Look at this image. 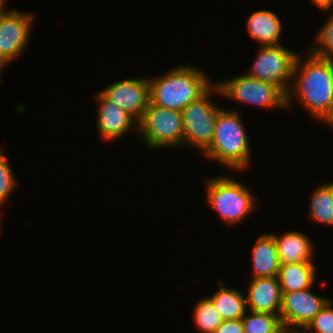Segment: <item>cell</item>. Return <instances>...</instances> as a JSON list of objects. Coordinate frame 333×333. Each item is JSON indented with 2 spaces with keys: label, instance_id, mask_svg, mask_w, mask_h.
I'll use <instances>...</instances> for the list:
<instances>
[{
  "label": "cell",
  "instance_id": "cell-8",
  "mask_svg": "<svg viewBox=\"0 0 333 333\" xmlns=\"http://www.w3.org/2000/svg\"><path fill=\"white\" fill-rule=\"evenodd\" d=\"M298 54L282 45L261 46L253 66L246 75L269 82L279 87L285 94L290 89V78Z\"/></svg>",
  "mask_w": 333,
  "mask_h": 333
},
{
  "label": "cell",
  "instance_id": "cell-10",
  "mask_svg": "<svg viewBox=\"0 0 333 333\" xmlns=\"http://www.w3.org/2000/svg\"><path fill=\"white\" fill-rule=\"evenodd\" d=\"M99 93L109 102L120 106L137 122L150 102L148 79L128 78L117 81Z\"/></svg>",
  "mask_w": 333,
  "mask_h": 333
},
{
  "label": "cell",
  "instance_id": "cell-14",
  "mask_svg": "<svg viewBox=\"0 0 333 333\" xmlns=\"http://www.w3.org/2000/svg\"><path fill=\"white\" fill-rule=\"evenodd\" d=\"M280 263L313 262L311 241L303 233L292 231L281 235L272 234Z\"/></svg>",
  "mask_w": 333,
  "mask_h": 333
},
{
  "label": "cell",
  "instance_id": "cell-18",
  "mask_svg": "<svg viewBox=\"0 0 333 333\" xmlns=\"http://www.w3.org/2000/svg\"><path fill=\"white\" fill-rule=\"evenodd\" d=\"M218 284L219 290L208 299L222 320L241 319L248 310L245 296L235 289L224 287L222 281H218Z\"/></svg>",
  "mask_w": 333,
  "mask_h": 333
},
{
  "label": "cell",
  "instance_id": "cell-1",
  "mask_svg": "<svg viewBox=\"0 0 333 333\" xmlns=\"http://www.w3.org/2000/svg\"><path fill=\"white\" fill-rule=\"evenodd\" d=\"M307 56L303 65L300 56L296 58L293 77L297 74V79L286 94V108L295 96L315 119L321 120L333 107V61L312 53Z\"/></svg>",
  "mask_w": 333,
  "mask_h": 333
},
{
  "label": "cell",
  "instance_id": "cell-11",
  "mask_svg": "<svg viewBox=\"0 0 333 333\" xmlns=\"http://www.w3.org/2000/svg\"><path fill=\"white\" fill-rule=\"evenodd\" d=\"M310 288L282 293L279 312L282 326L306 327L330 301L328 298L313 294L310 292Z\"/></svg>",
  "mask_w": 333,
  "mask_h": 333
},
{
  "label": "cell",
  "instance_id": "cell-27",
  "mask_svg": "<svg viewBox=\"0 0 333 333\" xmlns=\"http://www.w3.org/2000/svg\"><path fill=\"white\" fill-rule=\"evenodd\" d=\"M295 328H296V330H294L293 327L282 326L280 333H308V331L305 327H301V329H304L303 332L297 331L298 327H295ZM291 329H293V330H291ZM309 333H312V331Z\"/></svg>",
  "mask_w": 333,
  "mask_h": 333
},
{
  "label": "cell",
  "instance_id": "cell-29",
  "mask_svg": "<svg viewBox=\"0 0 333 333\" xmlns=\"http://www.w3.org/2000/svg\"><path fill=\"white\" fill-rule=\"evenodd\" d=\"M10 63L8 60H6L1 54H0V74L2 73V68L4 65Z\"/></svg>",
  "mask_w": 333,
  "mask_h": 333
},
{
  "label": "cell",
  "instance_id": "cell-23",
  "mask_svg": "<svg viewBox=\"0 0 333 333\" xmlns=\"http://www.w3.org/2000/svg\"><path fill=\"white\" fill-rule=\"evenodd\" d=\"M4 153L0 149V204H4L8 197L11 195L14 186L16 185V177L13 175V171L5 157Z\"/></svg>",
  "mask_w": 333,
  "mask_h": 333
},
{
  "label": "cell",
  "instance_id": "cell-22",
  "mask_svg": "<svg viewBox=\"0 0 333 333\" xmlns=\"http://www.w3.org/2000/svg\"><path fill=\"white\" fill-rule=\"evenodd\" d=\"M317 34L318 47L309 49L316 57L333 61V15L324 24Z\"/></svg>",
  "mask_w": 333,
  "mask_h": 333
},
{
  "label": "cell",
  "instance_id": "cell-2",
  "mask_svg": "<svg viewBox=\"0 0 333 333\" xmlns=\"http://www.w3.org/2000/svg\"><path fill=\"white\" fill-rule=\"evenodd\" d=\"M148 81L150 103L178 111L198 100L213 86L201 69L186 65Z\"/></svg>",
  "mask_w": 333,
  "mask_h": 333
},
{
  "label": "cell",
  "instance_id": "cell-4",
  "mask_svg": "<svg viewBox=\"0 0 333 333\" xmlns=\"http://www.w3.org/2000/svg\"><path fill=\"white\" fill-rule=\"evenodd\" d=\"M207 201L228 224L237 223L256 207L248 187L230 177L217 176L207 183Z\"/></svg>",
  "mask_w": 333,
  "mask_h": 333
},
{
  "label": "cell",
  "instance_id": "cell-24",
  "mask_svg": "<svg viewBox=\"0 0 333 333\" xmlns=\"http://www.w3.org/2000/svg\"><path fill=\"white\" fill-rule=\"evenodd\" d=\"M331 300L324 306L320 312L305 327L313 333H333V309Z\"/></svg>",
  "mask_w": 333,
  "mask_h": 333
},
{
  "label": "cell",
  "instance_id": "cell-13",
  "mask_svg": "<svg viewBox=\"0 0 333 333\" xmlns=\"http://www.w3.org/2000/svg\"><path fill=\"white\" fill-rule=\"evenodd\" d=\"M99 110L97 116V129L104 140L114 141L120 139L126 132L133 127L137 121L125 112L120 106L109 102L99 92L96 95Z\"/></svg>",
  "mask_w": 333,
  "mask_h": 333
},
{
  "label": "cell",
  "instance_id": "cell-16",
  "mask_svg": "<svg viewBox=\"0 0 333 333\" xmlns=\"http://www.w3.org/2000/svg\"><path fill=\"white\" fill-rule=\"evenodd\" d=\"M247 27L250 36L262 46L280 45L282 25L275 13L267 10L253 12L248 17Z\"/></svg>",
  "mask_w": 333,
  "mask_h": 333
},
{
  "label": "cell",
  "instance_id": "cell-30",
  "mask_svg": "<svg viewBox=\"0 0 333 333\" xmlns=\"http://www.w3.org/2000/svg\"><path fill=\"white\" fill-rule=\"evenodd\" d=\"M5 0H0V12L5 8Z\"/></svg>",
  "mask_w": 333,
  "mask_h": 333
},
{
  "label": "cell",
  "instance_id": "cell-25",
  "mask_svg": "<svg viewBox=\"0 0 333 333\" xmlns=\"http://www.w3.org/2000/svg\"><path fill=\"white\" fill-rule=\"evenodd\" d=\"M214 333H244L242 320H223Z\"/></svg>",
  "mask_w": 333,
  "mask_h": 333
},
{
  "label": "cell",
  "instance_id": "cell-20",
  "mask_svg": "<svg viewBox=\"0 0 333 333\" xmlns=\"http://www.w3.org/2000/svg\"><path fill=\"white\" fill-rule=\"evenodd\" d=\"M249 312L250 316L245 313L241 318L244 333H280L282 323L279 315Z\"/></svg>",
  "mask_w": 333,
  "mask_h": 333
},
{
  "label": "cell",
  "instance_id": "cell-17",
  "mask_svg": "<svg viewBox=\"0 0 333 333\" xmlns=\"http://www.w3.org/2000/svg\"><path fill=\"white\" fill-rule=\"evenodd\" d=\"M316 269L311 262L283 263L278 271L282 293L304 290L312 287Z\"/></svg>",
  "mask_w": 333,
  "mask_h": 333
},
{
  "label": "cell",
  "instance_id": "cell-15",
  "mask_svg": "<svg viewBox=\"0 0 333 333\" xmlns=\"http://www.w3.org/2000/svg\"><path fill=\"white\" fill-rule=\"evenodd\" d=\"M253 278L277 277L280 260L272 234L261 235L252 249Z\"/></svg>",
  "mask_w": 333,
  "mask_h": 333
},
{
  "label": "cell",
  "instance_id": "cell-28",
  "mask_svg": "<svg viewBox=\"0 0 333 333\" xmlns=\"http://www.w3.org/2000/svg\"><path fill=\"white\" fill-rule=\"evenodd\" d=\"M320 121H326L331 128L333 127V107Z\"/></svg>",
  "mask_w": 333,
  "mask_h": 333
},
{
  "label": "cell",
  "instance_id": "cell-7",
  "mask_svg": "<svg viewBox=\"0 0 333 333\" xmlns=\"http://www.w3.org/2000/svg\"><path fill=\"white\" fill-rule=\"evenodd\" d=\"M212 90L213 87L181 111L183 144H192L201 152H204L212 142L217 113L221 109L209 101Z\"/></svg>",
  "mask_w": 333,
  "mask_h": 333
},
{
  "label": "cell",
  "instance_id": "cell-6",
  "mask_svg": "<svg viewBox=\"0 0 333 333\" xmlns=\"http://www.w3.org/2000/svg\"><path fill=\"white\" fill-rule=\"evenodd\" d=\"M213 92L223 94L226 98L267 108L287 107L286 94L276 85L249 77L238 76L213 85Z\"/></svg>",
  "mask_w": 333,
  "mask_h": 333
},
{
  "label": "cell",
  "instance_id": "cell-19",
  "mask_svg": "<svg viewBox=\"0 0 333 333\" xmlns=\"http://www.w3.org/2000/svg\"><path fill=\"white\" fill-rule=\"evenodd\" d=\"M310 218L325 225L333 226V183L319 186L312 194Z\"/></svg>",
  "mask_w": 333,
  "mask_h": 333
},
{
  "label": "cell",
  "instance_id": "cell-26",
  "mask_svg": "<svg viewBox=\"0 0 333 333\" xmlns=\"http://www.w3.org/2000/svg\"><path fill=\"white\" fill-rule=\"evenodd\" d=\"M318 8H320L321 10H331L332 6H333V0H312Z\"/></svg>",
  "mask_w": 333,
  "mask_h": 333
},
{
  "label": "cell",
  "instance_id": "cell-21",
  "mask_svg": "<svg viewBox=\"0 0 333 333\" xmlns=\"http://www.w3.org/2000/svg\"><path fill=\"white\" fill-rule=\"evenodd\" d=\"M194 310L195 325L203 333H214L223 321L208 298L200 300Z\"/></svg>",
  "mask_w": 333,
  "mask_h": 333
},
{
  "label": "cell",
  "instance_id": "cell-3",
  "mask_svg": "<svg viewBox=\"0 0 333 333\" xmlns=\"http://www.w3.org/2000/svg\"><path fill=\"white\" fill-rule=\"evenodd\" d=\"M242 123L235 110L220 109L216 117L212 142L204 154L234 171L246 169L250 165L251 158L248 136Z\"/></svg>",
  "mask_w": 333,
  "mask_h": 333
},
{
  "label": "cell",
  "instance_id": "cell-12",
  "mask_svg": "<svg viewBox=\"0 0 333 333\" xmlns=\"http://www.w3.org/2000/svg\"><path fill=\"white\" fill-rule=\"evenodd\" d=\"M245 298L250 311L279 315L282 291L278 277L252 278Z\"/></svg>",
  "mask_w": 333,
  "mask_h": 333
},
{
  "label": "cell",
  "instance_id": "cell-5",
  "mask_svg": "<svg viewBox=\"0 0 333 333\" xmlns=\"http://www.w3.org/2000/svg\"><path fill=\"white\" fill-rule=\"evenodd\" d=\"M137 127L143 141L151 148L174 147L183 143L181 111L159 107L149 102L137 122Z\"/></svg>",
  "mask_w": 333,
  "mask_h": 333
},
{
  "label": "cell",
  "instance_id": "cell-9",
  "mask_svg": "<svg viewBox=\"0 0 333 333\" xmlns=\"http://www.w3.org/2000/svg\"><path fill=\"white\" fill-rule=\"evenodd\" d=\"M33 16L6 8L0 12V54L9 62L15 60L29 43Z\"/></svg>",
  "mask_w": 333,
  "mask_h": 333
}]
</instances>
